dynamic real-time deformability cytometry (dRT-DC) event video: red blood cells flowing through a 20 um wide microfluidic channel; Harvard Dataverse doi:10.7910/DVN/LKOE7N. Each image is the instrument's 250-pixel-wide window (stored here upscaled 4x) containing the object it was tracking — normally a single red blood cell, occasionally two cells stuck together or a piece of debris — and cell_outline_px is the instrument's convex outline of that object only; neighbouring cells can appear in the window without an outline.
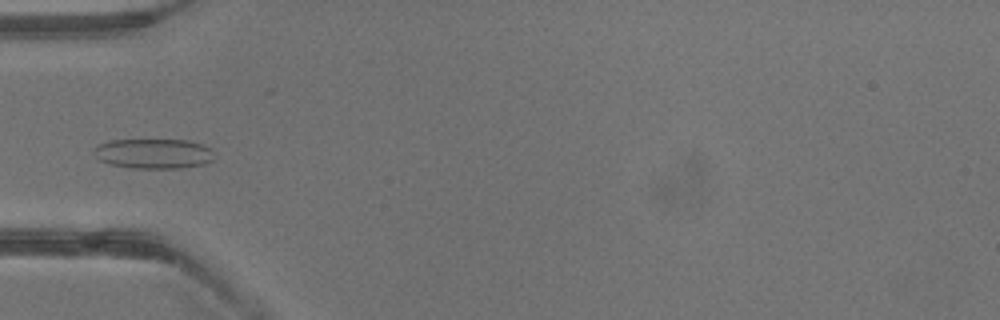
{"species": "common noctule bat (a hibernating species)", "species_latin": "Nyctalus noctula", "temperature_condition": "warm", "stored_images_in_passage": 21, "camera_frame_rate_fps": 3000, "um_per_image_px": 0.085, "animal": {"sex": "male", "body_mass_g": 13.3}, "frame": {"image": 1, "passage_image": 7, "time_ms": 2.0, "image_size_px": [1000, 320], "cell_outline_px": [[216, 152], [212, 160], [204, 164], [180, 168], [132, 168], [112, 164], [100, 160], [92, 152], [92, 148], [108, 140], [188, 140], [212, 148]], "centroid_in_image_um": [13.07, 13.05], "position_along_channel_um": 71.9, "area_um2": 21.1}}